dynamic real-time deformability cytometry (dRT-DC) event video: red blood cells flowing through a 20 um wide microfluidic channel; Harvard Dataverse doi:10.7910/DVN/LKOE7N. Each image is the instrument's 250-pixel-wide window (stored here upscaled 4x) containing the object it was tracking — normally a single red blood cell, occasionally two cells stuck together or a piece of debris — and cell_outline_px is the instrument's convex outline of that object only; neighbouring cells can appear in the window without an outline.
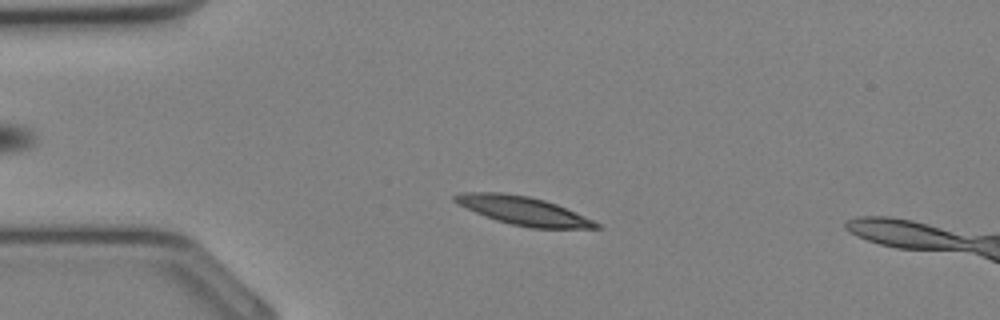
{"species": "Egyptian fruit bat (a non-hibernating species)", "species_latin": "Rousettus aegyptiacus", "temperature_condition": "cold", "stored_images_in_passage": 33, "camera_frame_rate_fps": 3000, "um_per_image_px": 0.085, "animal": {"sex": "female"}, "frame": {"image": 1, "passage_image": 6, "time_ms": 1.667, "image_size_px": [1000, 320], "cell_outline_px": [[600, 228], [532, 228], [512, 224], [496, 220], [476, 212], [452, 200], [452, 196], [460, 192], [504, 192], [528, 196], [544, 200], [556, 204], [592, 220], [600, 224]], "centroid_in_image_um": [44.44, 17.89], "position_along_channel_um": 40.6, "area_um2": 23.0}}
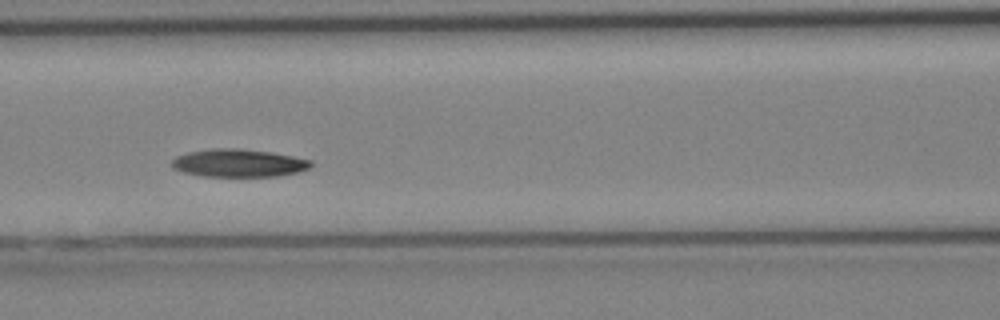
{"frame": {"image": 2, "passage_image": 13, "time_ms": 4.0, "image_size_px": [1000, 320], "cell_outline_px": [[312, 164], [308, 168], [300, 172], [280, 176], [204, 176], [184, 172], [172, 168], [172, 160], [176, 156], [188, 152], [212, 148], [240, 148], [272, 152], [312, 160]], "centroid_in_image_um": [20.3, 13.85], "position_along_channel_um": 146.3, "area_um2": 22.66}}
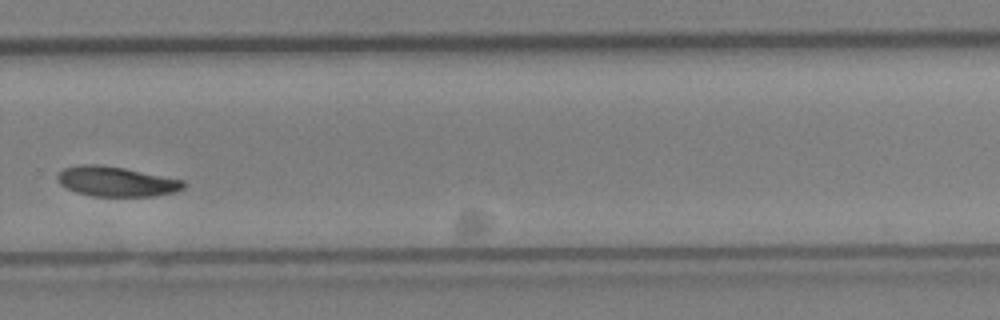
{"frame": {"image": 3, "passage_image": 22, "time_ms": 7.0, "image_size_px": [1000, 320], "cell_outline_px": [[188, 184], [184, 188], [176, 192], [156, 196], [92, 196], [76, 192], [60, 184], [56, 180], [56, 176], [64, 168], [76, 164], [96, 164], [124, 168], [184, 180]], "centroid_in_image_um": [9.9, 15.43], "position_along_channel_um": 319.9, "area_um2": 22.14}}